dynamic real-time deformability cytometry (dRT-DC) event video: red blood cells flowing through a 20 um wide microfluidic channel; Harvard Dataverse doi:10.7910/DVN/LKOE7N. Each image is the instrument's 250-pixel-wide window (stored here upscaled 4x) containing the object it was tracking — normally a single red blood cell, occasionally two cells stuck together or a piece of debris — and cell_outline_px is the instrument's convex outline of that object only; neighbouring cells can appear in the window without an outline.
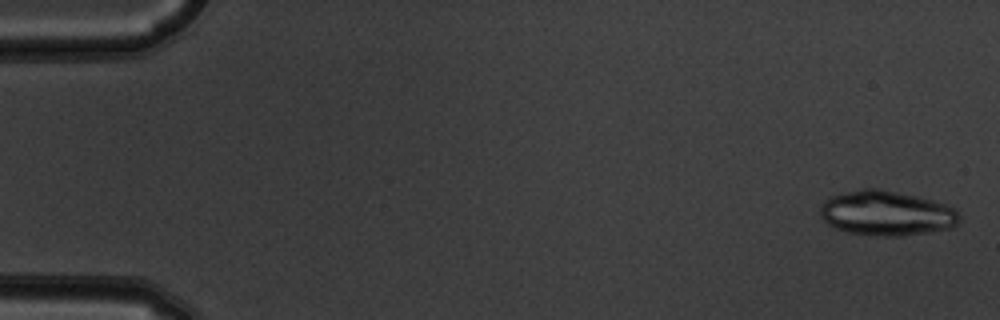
{"species": "common noctule bat (a hibernating species)", "species_latin": "Nyctalus noctula", "temperature_condition": "warm", "stored_images_in_passage": 5, "camera_frame_rate_fps": 3000, "um_per_image_px": 0.085, "animal": {"sex": "male", "body_mass_g": 19.5, "forearm_length_mm": 54.6}, "frame": {"image": 1, "passage_image": 1, "time_ms": 0.0, "image_size_px": [1000, 320], "cell_outline_px": [[960, 220], [952, 228], [904, 236], [872, 236], [844, 232], [828, 224], [820, 216], [820, 208], [824, 200], [832, 196], [864, 188], [880, 188], [916, 196], [932, 200], [956, 208], [960, 216]], "centroid_in_image_um": [75.36, 18.14], "position_along_channel_um": 9.6, "area_um2": 36.59}}